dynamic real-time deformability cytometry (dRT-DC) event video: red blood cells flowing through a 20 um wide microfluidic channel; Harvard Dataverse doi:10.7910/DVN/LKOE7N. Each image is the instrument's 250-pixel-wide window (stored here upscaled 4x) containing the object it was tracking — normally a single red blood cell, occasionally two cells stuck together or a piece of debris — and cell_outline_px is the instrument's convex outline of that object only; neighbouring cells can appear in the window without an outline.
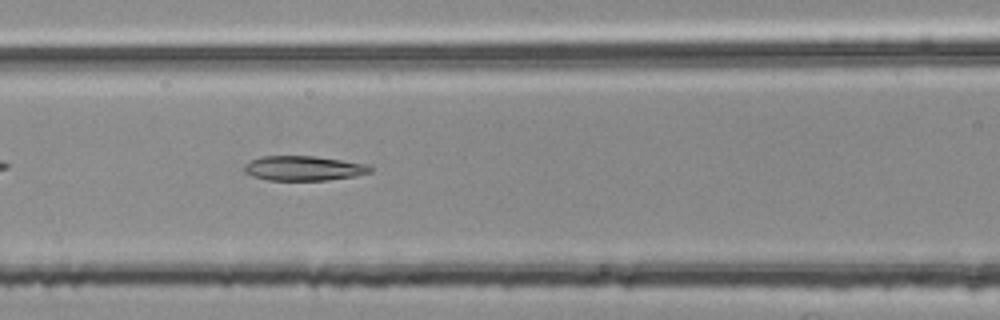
{"species": "common noctule bat (a hibernating species)", "species_latin": "Nyctalus noctula", "temperature_condition": "room temperature", "stored_images_in_passage": 38, "camera_frame_rate_fps": 3000, "um_per_image_px": 0.085, "animal": {"sex": "female", "body_mass_g": 25.1}, "frame": {"image": 1, "passage_image": 9, "time_ms": 2.667, "image_size_px": [1000, 320], "cell_outline_px": [[372, 172], [356, 176], [328, 180], [268, 180], [244, 172], [244, 164], [260, 156], [316, 156], [368, 164], [372, 168]], "centroid_in_image_um": [25.85, 14.3], "position_along_channel_um": 140.8, "area_um2": 18.15}}
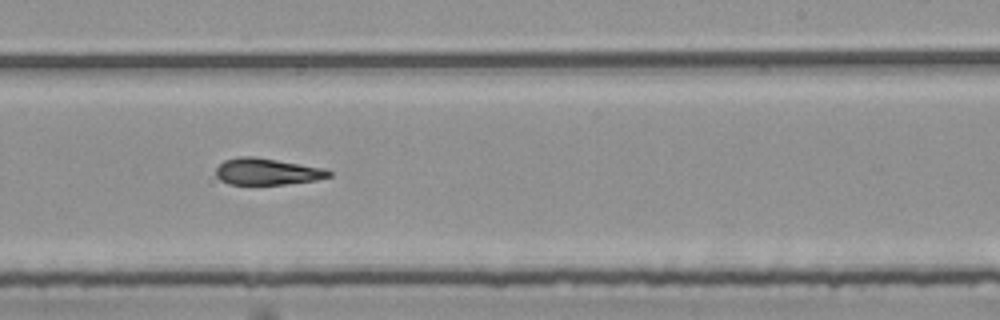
{"frame": {"image": 2, "passage_image": 19, "time_ms": 6.0, "image_size_px": [1000, 320], "cell_outline_px": [[332, 176], [316, 180], [284, 184], [228, 184], [220, 180], [216, 176], [216, 168], [224, 160], [236, 156], [252, 156], [328, 168], [332, 172]], "centroid_in_image_um": [22.72, 14.57], "position_along_channel_um": 266.3, "area_um2": 17.69}}
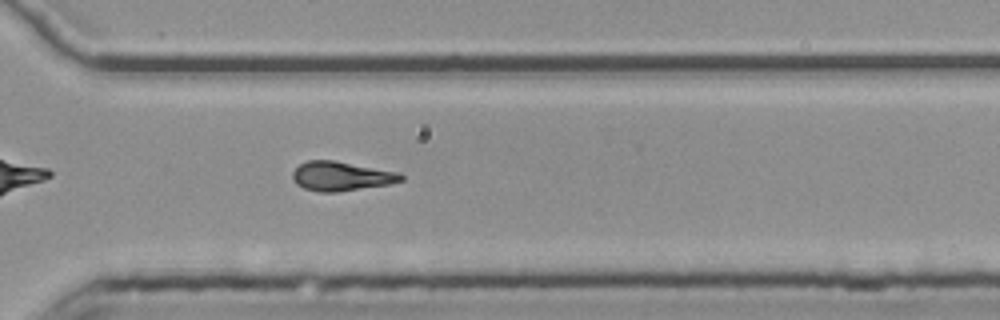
{"frame": {"image": 3, "passage_image": 25, "time_ms": 8.0, "image_size_px": [1000, 320], "cell_outline_px": [[404, 180], [388, 184], [336, 192], [320, 192], [304, 188], [296, 184], [292, 180], [292, 172], [300, 164], [308, 160], [336, 160], [400, 172], [404, 176]], "centroid_in_image_um": [29.0, 14.96], "position_along_channel_um": 341.6, "area_um2": 18.61}, "authors_computed_cell_mechanics": {"area_um2": 17.9758, "velocity_mm_per_s": 3.7785, "shape_relaxation_time_tau1_ms": null, "shape_relaxation_time_tau2_ms": 7.2006, "deformation_change_tau1": null, "deformation_change_tau2": 0.1793}}